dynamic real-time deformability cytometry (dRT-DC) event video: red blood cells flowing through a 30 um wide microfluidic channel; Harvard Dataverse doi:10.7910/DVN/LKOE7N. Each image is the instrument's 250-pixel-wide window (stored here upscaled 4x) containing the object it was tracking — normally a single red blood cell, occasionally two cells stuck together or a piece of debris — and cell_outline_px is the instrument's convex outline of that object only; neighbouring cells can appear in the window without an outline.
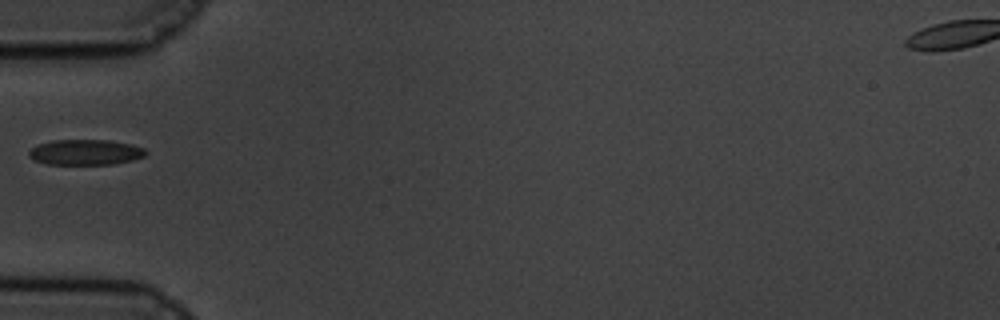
{"species": "common noctule bat (a hibernating species)", "species_latin": "Nyctalus noctula", "temperature_condition": "cold", "stored_images_in_passage": 41, "camera_frame_rate_fps": 3000, "um_per_image_px": 0.085, "animal": {"sex": "male", "body_mass_g": 19.5, "forearm_length_mm": 54.6}, "frame": {"image": 1, "passage_image": 1, "time_ms": 0.0, "image_size_px": [1000, 320], "cell_outline_px": [[148, 152], [144, 156], [132, 160], [112, 164], [48, 164], [36, 160], [28, 156], [28, 152], [36, 144], [52, 140], [108, 140], [132, 144], [144, 148]], "centroid_in_image_um": [7.26, 12.93], "position_along_channel_um": 77.7, "area_um2": 17.34}}
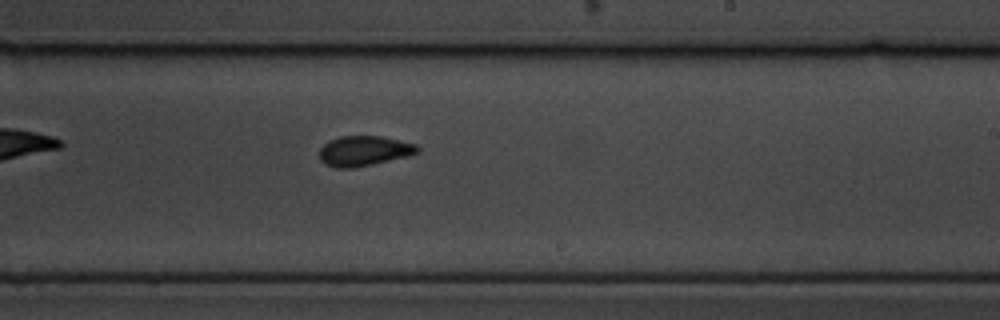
{"frame": {"image": 2, "passage_image": 17, "time_ms": 5.333, "image_size_px": [1000, 320], "cell_outline_px": [[420, 152], [372, 164], [352, 168], [336, 168], [324, 164], [320, 160], [320, 148], [328, 140], [340, 136], [380, 136], [416, 144], [420, 148]], "centroid_in_image_um": [30.9, 12.82], "position_along_channel_um": 258.1, "area_um2": 17.05}}
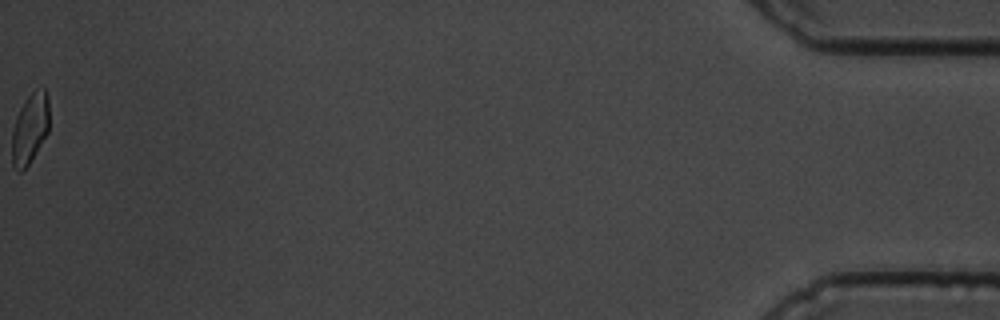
{"frame": {"image": 3, "passage_image": 41, "time_ms": 13.333, "image_size_px": [1000, 320], "cell_outline_px": [[48, 132], [28, 164], [20, 172], [16, 172], [12, 164], [12, 128], [16, 116], [24, 100], [32, 92], [44, 88], [48, 96]], "centroid_in_image_um": [2.52, 10.93], "position_along_channel_um": 432.7, "area_um2": 15.14}}